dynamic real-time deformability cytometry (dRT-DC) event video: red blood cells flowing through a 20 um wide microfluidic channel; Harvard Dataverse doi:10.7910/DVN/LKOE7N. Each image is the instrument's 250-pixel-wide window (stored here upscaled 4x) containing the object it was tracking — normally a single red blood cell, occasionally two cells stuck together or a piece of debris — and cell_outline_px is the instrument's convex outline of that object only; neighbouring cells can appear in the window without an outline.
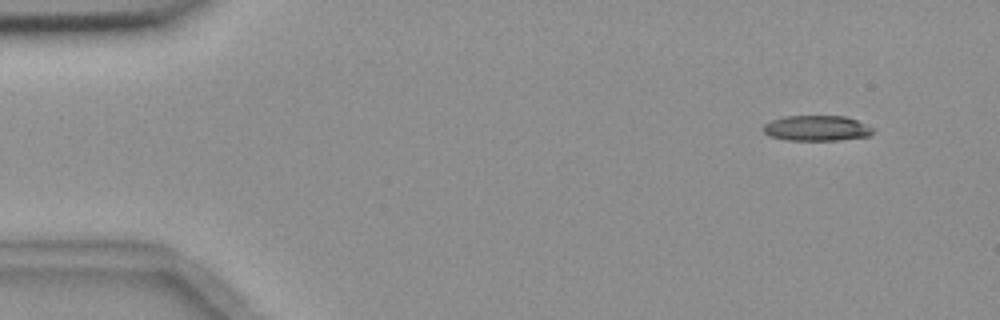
{"species": "common noctule bat (a hibernating species)", "species_latin": "Nyctalus noctula", "temperature_condition": "room temperature", "stored_images_in_passage": 4, "camera_frame_rate_fps": 3000, "um_per_image_px": 0.085, "animal": {"sex": "female", "body_mass_g": 18.4}, "frame": {"image": 1, "passage_image": 1, "time_ms": 0.0, "image_size_px": [1000, 320], "cell_outline_px": [[876, 128], [868, 136], [840, 140], [788, 140], [768, 136], [760, 128], [764, 124], [772, 120], [784, 116], [848, 116]], "centroid_in_image_um": [69.42, 10.89], "position_along_channel_um": 15.6, "area_um2": 16.47}}
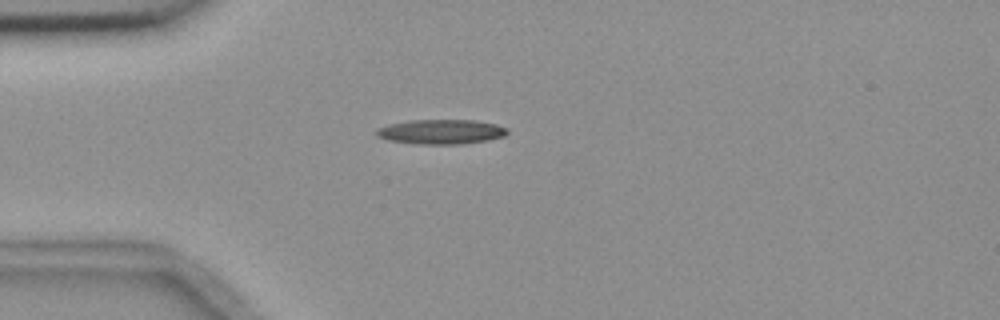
{"frame": {"image": 2, "passage_image": 4, "time_ms": 3.333, "image_size_px": [1000, 320], "cell_outline_px": [[508, 132], [504, 136], [484, 140], [460, 144], [420, 144], [388, 140], [376, 136], [376, 128], [388, 124], [408, 120], [476, 120], [496, 124], [508, 128]], "centroid_in_image_um": [37.46, 11.19], "position_along_channel_um": 47.5, "area_um2": 18.79}}